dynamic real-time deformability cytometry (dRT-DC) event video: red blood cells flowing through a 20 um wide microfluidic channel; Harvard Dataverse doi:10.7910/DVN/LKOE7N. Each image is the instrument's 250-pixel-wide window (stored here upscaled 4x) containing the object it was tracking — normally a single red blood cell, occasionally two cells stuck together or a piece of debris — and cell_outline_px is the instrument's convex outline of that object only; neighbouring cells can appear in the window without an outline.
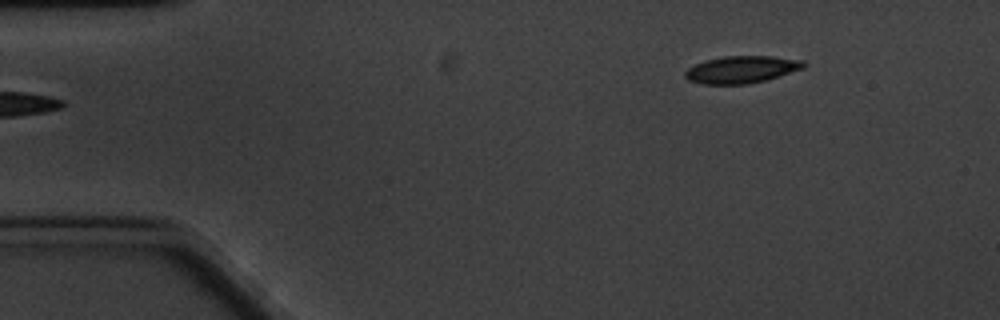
{"species": "common noctule bat (a hibernating species)", "species_latin": "Nyctalus noctula", "temperature_condition": "cold", "stored_images_in_passage": 54, "camera_frame_rate_fps": 3000, "um_per_image_px": 0.085, "animal": {"sex": "male", "body_mass_g": 20.1, "forearm_length_mm": 53.5}, "frame": {"image": 1, "passage_image": 1, "time_ms": 0.0, "image_size_px": [1000, 320], "cell_outline_px": [[808, 64], [804, 68], [780, 76], [764, 80], [744, 84], [704, 84], [688, 80], [684, 76], [684, 72], [688, 68], [696, 64], [708, 60], [724, 56], [772, 56], [804, 60]], "centroid_in_image_um": [63.07, 5.9], "position_along_channel_um": 21.9, "area_um2": 18.73}}
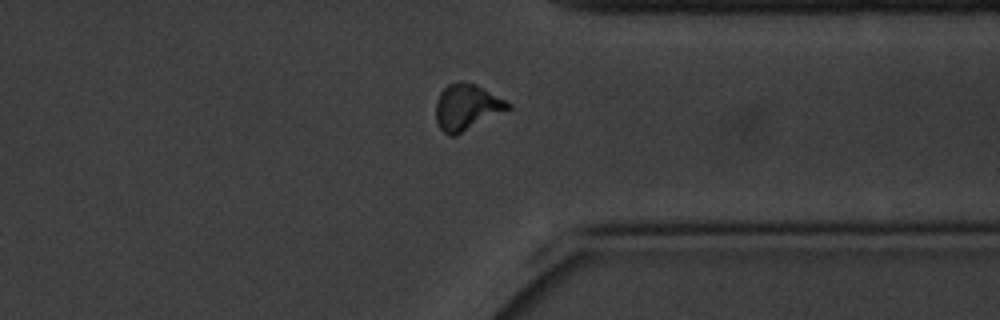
{"frame": {"image": 2, "passage_image": 40, "time_ms": 13.0, "image_size_px": [1000, 320], "cell_outline_px": [[512, 108], [456, 136], [448, 136], [436, 124], [436, 100], [440, 92], [448, 84], [460, 80], [464, 80], [476, 84], [512, 104]], "centroid_in_image_um": [39.66, 9.11], "position_along_channel_um": 371.7, "area_um2": 19.65}}
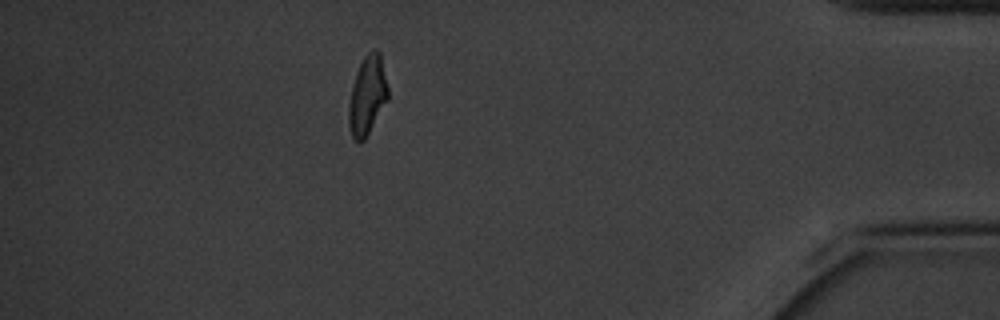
{"frame": {"image": 3, "passage_image": 47, "time_ms": 15.333, "image_size_px": [1000, 320], "cell_outline_px": [[388, 100], [364, 140], [360, 144], [356, 144], [352, 140], [348, 128], [348, 104], [352, 84], [356, 72], [364, 56], [372, 48], [376, 48], [380, 52], [388, 88]], "centroid_in_image_um": [31.2, 8.15], "position_along_channel_um": 404.0, "area_um2": 18.5}, "authors_computed_cell_mechanics": {"area_um2": 18.785, "velocity_mm_per_s": 3.2536, "shape_relaxation_time_tau1_ms": 2.7749, "shape_relaxation_time_tau2_ms": 3.2695, "deformation_change_tau1": 0.124, "deformation_change_tau2": 0.0774}}